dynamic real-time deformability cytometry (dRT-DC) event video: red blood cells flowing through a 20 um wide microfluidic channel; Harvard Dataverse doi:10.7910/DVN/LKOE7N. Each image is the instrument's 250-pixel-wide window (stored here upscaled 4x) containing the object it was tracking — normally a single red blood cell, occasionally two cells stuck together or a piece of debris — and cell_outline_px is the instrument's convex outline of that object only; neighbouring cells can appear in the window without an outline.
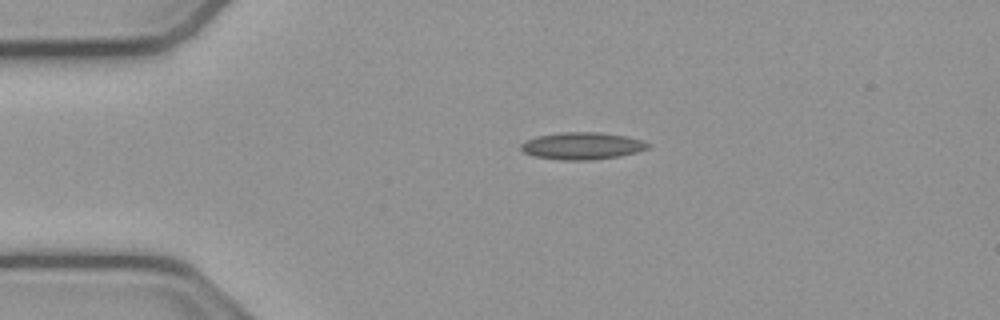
{"species": "common noctule bat (a hibernating species)", "species_latin": "Nyctalus noctula", "temperature_condition": "cold", "stored_images_in_passage": 43, "camera_frame_rate_fps": 3000, "um_per_image_px": 0.085, "animal": {"sex": "male", "body_mass_g": 23.1, "forearm_length_mm": 52.7}, "frame": {"image": 1, "passage_image": 1, "time_ms": 0.0, "image_size_px": [1000, 320], "cell_outline_px": [[652, 144], [648, 148], [636, 152], [620, 156], [588, 160], [560, 160], [532, 156], [524, 152], [520, 148], [520, 144], [536, 136], [564, 132], [596, 132], [624, 136], [640, 140]], "centroid_in_image_um": [49.45, 12.41], "position_along_channel_um": 35.5, "area_um2": 19.94}}
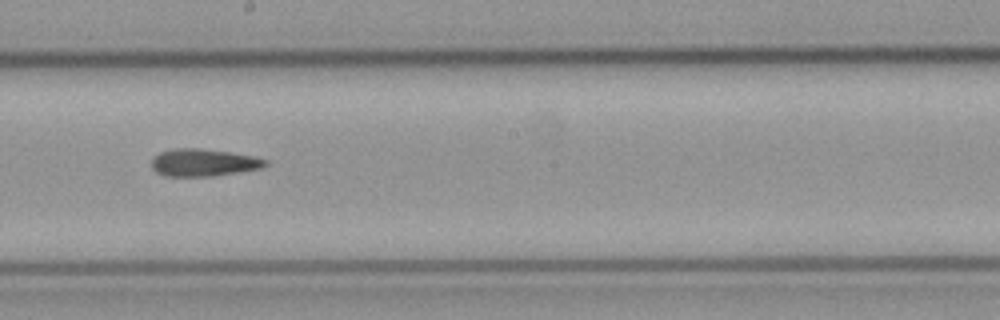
{"frame": {"image": 2, "passage_image": 19, "time_ms": 6.0, "image_size_px": [1000, 320], "cell_outline_px": [[268, 164], [260, 168], [240, 172], [212, 176], [164, 176], [156, 172], [152, 168], [152, 160], [160, 152], [176, 148], [200, 148], [228, 152], [252, 156], [268, 160]], "centroid_in_image_um": [17.29, 13.82], "position_along_channel_um": 230.9, "area_um2": 18.03}}
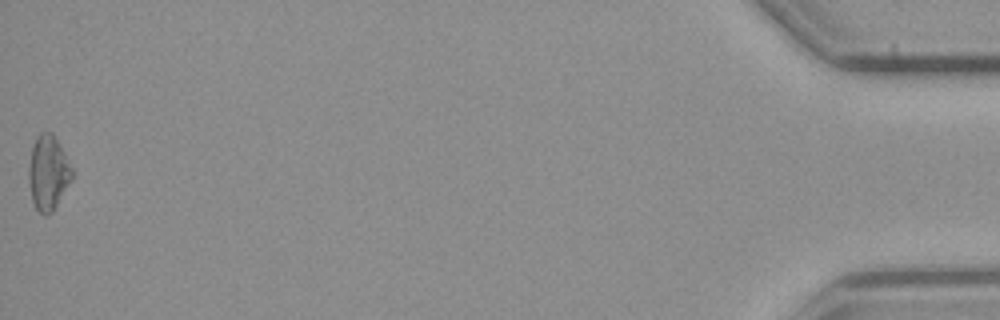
{"frame": {"image": 3, "passage_image": 43, "time_ms": 14.0, "image_size_px": [1000, 320], "cell_outline_px": [[72, 180], [52, 212], [44, 216], [36, 208], [32, 200], [28, 180], [28, 168], [32, 148], [36, 136], [40, 132], [52, 132], [64, 152], [72, 168]], "centroid_in_image_um": [4.08, 14.68], "position_along_channel_um": 431.1, "area_um2": 18.79}, "authors_computed_cell_mechanics": {"area_um2": 18.0336, "velocity_mm_per_s": 3.8311, "shape_relaxation_time_tau1_ms": null, "shape_relaxation_time_tau2_ms": 9.8639, "deformation_change_tau1": null, "deformation_change_tau2": 0.2237}}